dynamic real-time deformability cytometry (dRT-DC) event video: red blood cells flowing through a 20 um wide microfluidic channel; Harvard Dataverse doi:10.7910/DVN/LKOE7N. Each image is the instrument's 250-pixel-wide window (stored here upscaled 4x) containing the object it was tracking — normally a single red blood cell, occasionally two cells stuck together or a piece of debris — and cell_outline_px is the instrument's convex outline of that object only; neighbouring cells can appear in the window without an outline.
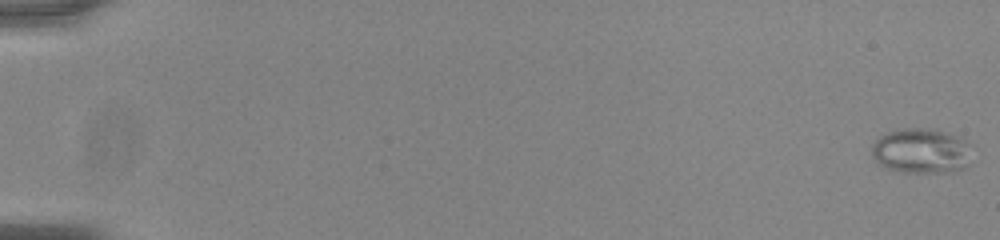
{"species": "common noctule bat (a hibernating species)", "species_latin": "Nyctalus noctula", "temperature_condition": "room temperature", "stored_images_in_passage": 56, "camera_frame_rate_fps": 3000, "um_per_image_px": 0.085, "animal": {"sex": "male", "body_mass_g": 20.0, "forearm_length_mm": 53.3}, "frame": {"image": 1, "passage_image": 1, "time_ms": 0.0, "image_size_px": [1000, 240], "cell_outline_px": [[972, 144], [968, 168], [952, 172], [892, 172], [872, 160], [872, 144], [880, 136], [888, 132], [904, 128], [936, 128], [956, 136]], "centroid_in_image_um": [78.32, 12.84], "position_along_channel_um": 6.7, "area_um2": 26.99}}
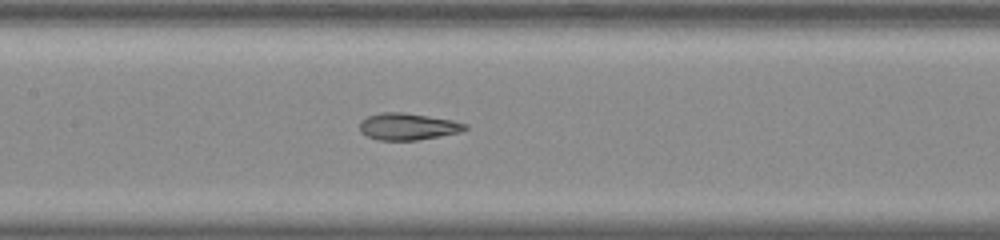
{"frame": {"image": 2, "passage_image": 29, "time_ms": 9.333, "image_size_px": [1000, 240], "cell_outline_px": [[468, 128], [460, 132], [440, 136], [416, 140], [376, 140], [360, 132], [360, 120], [368, 116], [384, 112], [404, 112], [452, 120], [468, 124]], "centroid_in_image_um": [34.66, 10.75], "position_along_channel_um": 172.7, "area_um2": 16.47}}
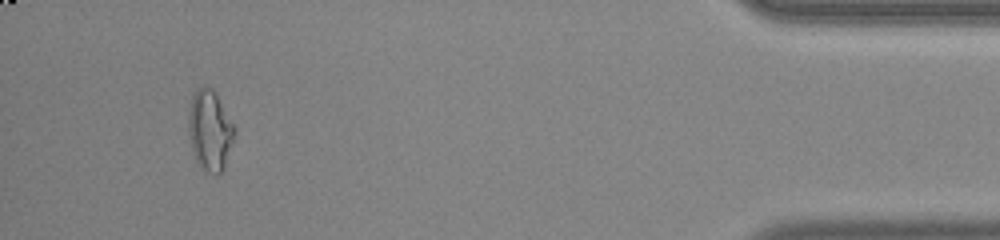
{"frame": {"image": 3, "passage_image": 53, "time_ms": 17.333, "image_size_px": [1000, 240], "cell_outline_px": [[236, 128], [224, 168], [216, 176], [204, 172], [200, 168], [192, 152], [188, 132], [188, 112], [192, 96], [196, 88], [204, 84], [212, 88], [216, 92]], "centroid_in_image_um": [17.82, 11.07], "position_along_channel_um": 417.4, "area_um2": 22.02}, "authors_computed_cell_mechanics": {"area_um2": 19.3052, "velocity_mm_per_s": 3.7918, "shape_relaxation_time_tau1_ms": null, "shape_relaxation_time_tau2_ms": 1.4258, "deformation_change_tau1": null, "deformation_change_tau2": 0.0611}}